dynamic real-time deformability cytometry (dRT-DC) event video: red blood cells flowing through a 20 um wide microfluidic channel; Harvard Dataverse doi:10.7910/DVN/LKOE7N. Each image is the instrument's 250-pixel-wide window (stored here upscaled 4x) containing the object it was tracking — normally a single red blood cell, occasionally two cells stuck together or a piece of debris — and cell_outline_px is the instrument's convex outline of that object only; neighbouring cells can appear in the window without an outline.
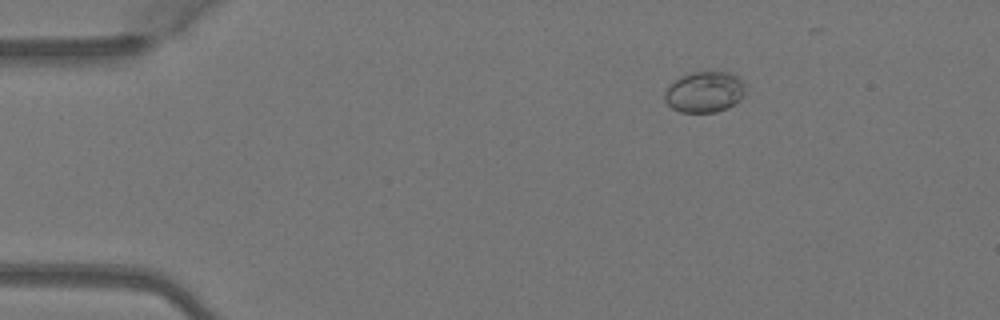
{"species": "Egyptian fruit bat (a non-hibernating species)", "species_latin": "Rousettus aegyptiacus", "temperature_condition": "warm", "stored_images_in_passage": 7, "camera_frame_rate_fps": 3000, "um_per_image_px": 0.085, "animal": {"sex": "female"}, "frame": {"image": 1, "passage_image": 2, "time_ms": 0.333, "image_size_px": [1000, 320], "cell_outline_px": [[748, 92], [740, 100], [728, 108], [716, 112], [680, 112], [672, 108], [664, 100], [664, 92], [680, 76], [688, 72], [728, 72], [736, 76], [744, 84]], "centroid_in_image_um": [59.91, 7.82], "position_along_channel_um": 25.1, "area_um2": 19.36}}
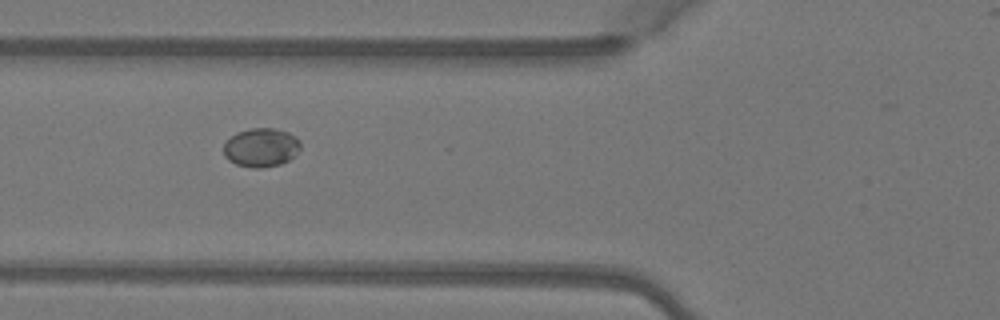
{"frame": {"image": 2, "passage_image": 5, "time_ms": 1.333, "image_size_px": [1000, 320], "cell_outline_px": [[300, 148], [288, 160], [280, 164], [264, 168], [252, 168], [236, 164], [228, 160], [224, 156], [224, 144], [236, 132], [248, 128], [272, 128], [288, 132], [296, 136], [300, 140]], "centroid_in_image_um": [22.18, 12.53], "position_along_channel_um": 103.6, "area_um2": 17.4}}
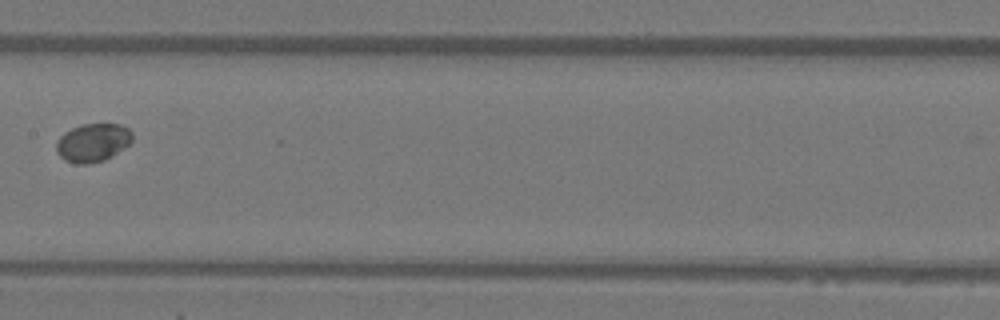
{"frame": {"image": 3, "passage_image": 7, "time_ms": 2.0, "image_size_px": [1000, 320], "cell_outline_px": [[132, 140], [124, 148], [112, 156], [104, 160], [88, 164], [76, 164], [64, 160], [56, 152], [56, 140], [64, 132], [80, 124], [120, 124], [128, 128], [132, 132]], "centroid_in_image_um": [7.86, 12.12], "position_along_channel_um": 199.5, "area_um2": 17.11}}